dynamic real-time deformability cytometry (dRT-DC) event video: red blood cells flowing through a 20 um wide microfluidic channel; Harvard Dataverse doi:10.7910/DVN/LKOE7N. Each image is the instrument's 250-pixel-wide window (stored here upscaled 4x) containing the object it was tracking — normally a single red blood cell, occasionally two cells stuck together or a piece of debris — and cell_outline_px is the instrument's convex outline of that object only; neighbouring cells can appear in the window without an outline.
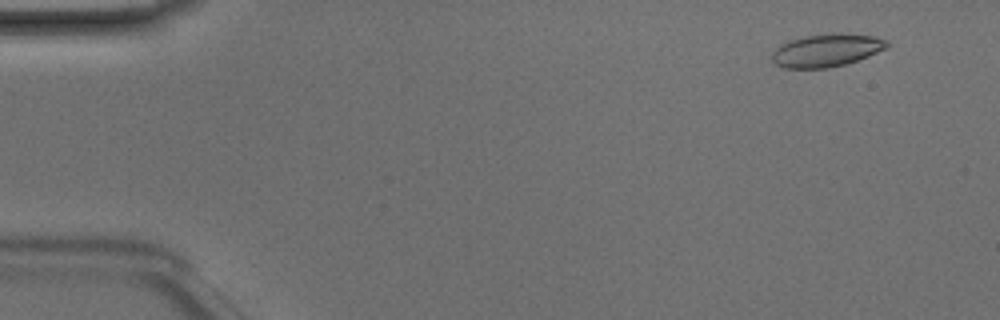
{"species": "Egyptian fruit bat (a non-hibernating species)", "species_latin": "Rousettus aegyptiacus", "temperature_condition": "room temperature", "stored_images_in_passage": 48, "camera_frame_rate_fps": 3000, "um_per_image_px": 0.085, "animal": {"sex": "male"}, "frame": {"image": 1, "passage_image": 4, "time_ms": 1.0, "image_size_px": [1000, 320], "cell_outline_px": [[888, 48], [868, 56], [844, 64], [828, 68], [784, 68], [772, 64], [772, 52], [780, 44], [788, 40], [804, 36], [832, 32], [840, 32], [876, 36], [888, 40]], "centroid_in_image_um": [70.24, 4.26], "position_along_channel_um": 14.8, "area_um2": 22.43}}
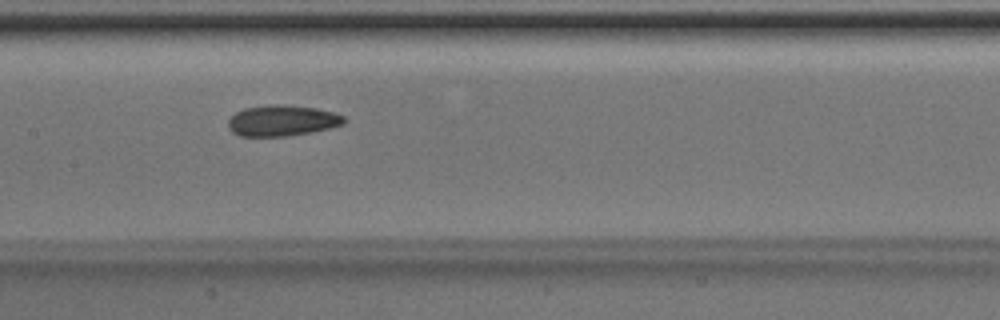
{"frame": {"image": 2, "passage_image": 24, "time_ms": 7.667, "image_size_px": [1000, 320], "cell_outline_px": [[348, 120], [344, 124], [328, 128], [288, 136], [240, 136], [232, 132], [228, 128], [228, 120], [236, 112], [244, 108], [268, 104], [272, 104], [316, 108], [332, 112], [344, 116]], "centroid_in_image_um": [23.96, 10.25], "position_along_channel_um": 183.4, "area_um2": 20.75}}
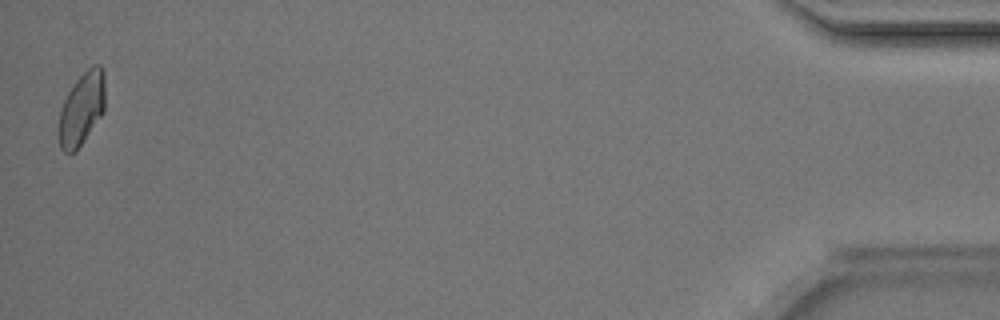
{"frame": {"image": 3, "passage_image": 48, "time_ms": 15.667, "image_size_px": [1000, 320], "cell_outline_px": [[104, 112], [76, 152], [64, 152], [60, 148], [56, 132], [60, 112], [64, 100], [68, 92], [76, 80], [88, 68], [96, 64], [100, 64], [104, 72]], "centroid_in_image_um": [6.92, 9.28], "position_along_channel_um": 428.3, "area_um2": 19.88}, "authors_computed_cell_mechanics": {"area_um2": 20.8369, "velocity_mm_per_s": 4.2078, "shape_relaxation_time_tau1_ms": 5.2319, "shape_relaxation_time_tau2_ms": 2.2177, "deformation_change_tau1": 0.117, "deformation_change_tau2": 0.0767}}